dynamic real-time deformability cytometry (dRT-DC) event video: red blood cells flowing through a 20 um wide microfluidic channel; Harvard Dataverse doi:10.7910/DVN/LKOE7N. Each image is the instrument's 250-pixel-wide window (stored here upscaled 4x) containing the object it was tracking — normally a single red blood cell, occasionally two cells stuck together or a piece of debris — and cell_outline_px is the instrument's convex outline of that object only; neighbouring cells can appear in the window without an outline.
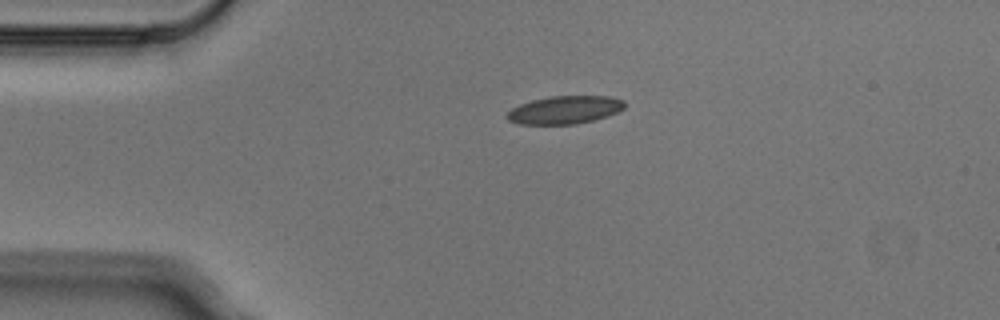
{"species": "Egyptian fruit bat (a non-hibernating species)", "species_latin": "Rousettus aegyptiacus", "temperature_condition": "cold", "stored_images_in_passage": 2, "camera_frame_rate_fps": 3000, "um_per_image_px": 0.085, "animal": {"sex": "male"}, "frame": {"image": 1, "passage_image": 1, "time_ms": 0.0, "image_size_px": [1000, 320], "cell_outline_px": [[624, 108], [616, 112], [592, 120], [576, 124], [516, 124], [508, 120], [504, 116], [512, 108], [520, 104], [532, 100], [552, 96], [608, 96], [624, 100]], "centroid_in_image_um": [47.95, 9.34], "position_along_channel_um": 37.1, "area_um2": 19.02}}